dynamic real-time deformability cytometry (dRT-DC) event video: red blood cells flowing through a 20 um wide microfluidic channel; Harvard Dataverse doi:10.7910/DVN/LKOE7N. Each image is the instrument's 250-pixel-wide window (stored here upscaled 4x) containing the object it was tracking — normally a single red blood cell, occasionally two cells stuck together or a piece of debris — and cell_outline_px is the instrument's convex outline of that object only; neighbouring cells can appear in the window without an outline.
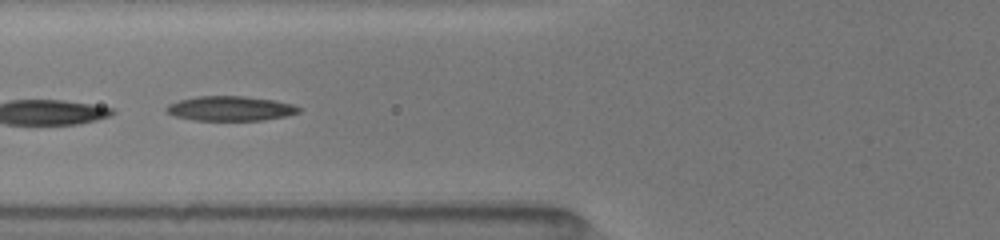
{"species": "common noctule bat (a hibernating species)", "species_latin": "Nyctalus noctula", "temperature_condition": "room temperature", "stored_images_in_passage": 22, "camera_frame_rate_fps": 3000, "um_per_image_px": 0.085, "animal": {"sex": "female", "body_mass_g": 19.5, "forearm_length_mm": 54.1}, "frame": {"image": 1, "passage_image": 5, "time_ms": 3.0, "image_size_px": [1000, 240], "cell_outline_px": [[304, 108], [300, 112], [288, 116], [264, 120], [196, 120], [176, 116], [164, 112], [164, 108], [168, 104], [180, 100], [196, 96], [244, 96], [276, 100], [292, 104]], "centroid_in_image_um": [19.62, 9.22], "position_along_channel_um": 106.2, "area_um2": 19.25}}
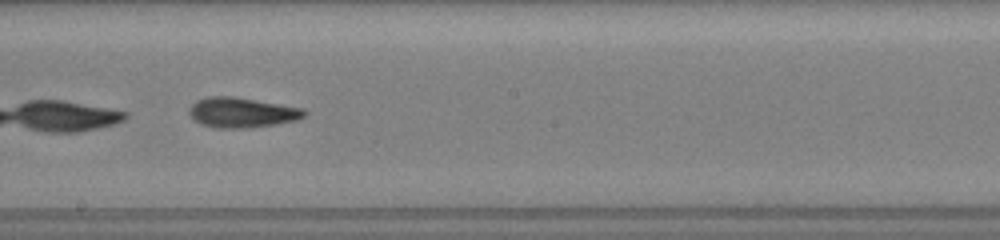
{"frame": {"image": 2, "passage_image": 8, "time_ms": 6.0, "image_size_px": [1000, 240], "cell_outline_px": [[308, 112], [304, 116], [296, 120], [276, 124], [248, 128], [216, 128], [200, 124], [192, 120], [188, 112], [188, 108], [196, 100], [208, 96], [232, 96], [304, 108]], "centroid_in_image_um": [20.51, 9.56], "position_along_channel_um": 227.7, "area_um2": 20.4}}
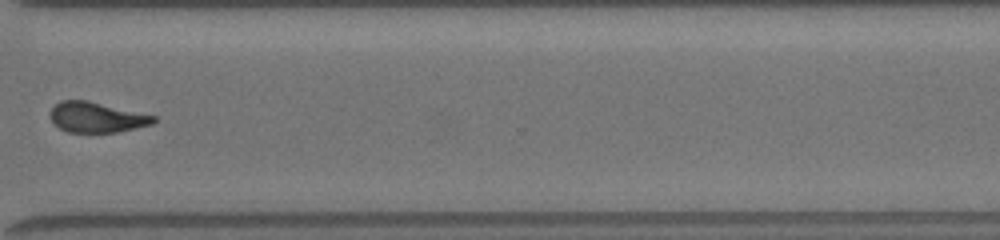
{"frame": {"image": 3, "passage_image": 16, "time_ms": 9.333, "image_size_px": [1000, 240], "cell_outline_px": [[156, 120], [152, 124], [116, 132], [68, 132], [60, 128], [52, 120], [52, 108], [60, 100], [88, 100], [156, 116]], "centroid_in_image_um": [8.23, 9.96], "position_along_channel_um": 362.4, "area_um2": 17.98}, "authors_computed_cell_mechanics": {"area_um2": 19.3052, "velocity_mm_per_s": 4.0366, "shape_relaxation_time_tau1_ms": 3.6677, "shape_relaxation_time_tau2_ms": 2.9184, "deformation_change_tau1": 0.1533, "deformation_change_tau2": 0.1104}}